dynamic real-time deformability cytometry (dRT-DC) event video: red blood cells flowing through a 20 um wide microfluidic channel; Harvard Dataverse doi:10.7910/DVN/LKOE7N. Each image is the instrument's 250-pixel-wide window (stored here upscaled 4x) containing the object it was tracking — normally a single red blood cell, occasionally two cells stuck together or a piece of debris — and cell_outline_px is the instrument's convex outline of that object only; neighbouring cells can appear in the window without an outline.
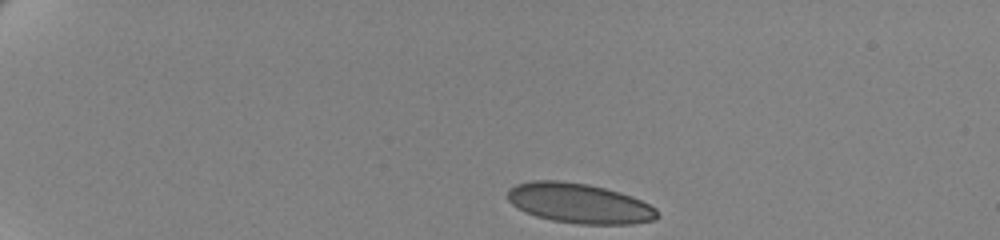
{"species": "human", "species_latin": "Homo sapiens", "temperature_condition": "cold", "stored_images_in_passage": 48, "camera_frame_rate_fps": 3000, "um_per_image_px": 0.085, "donor": {"sex": "female"}, "frame": {"image": 1, "passage_image": 1, "time_ms": 0.0, "image_size_px": [1000, 240], "cell_outline_px": [[660, 216], [652, 220], [632, 224], [576, 224], [552, 220], [536, 216], [524, 212], [512, 204], [508, 200], [508, 188], [516, 184], [532, 180], [560, 180], [588, 184], [620, 192], [632, 196], [656, 208]], "centroid_in_image_um": [49.22, 17.28], "position_along_channel_um": 35.8, "area_um2": 34.97}}
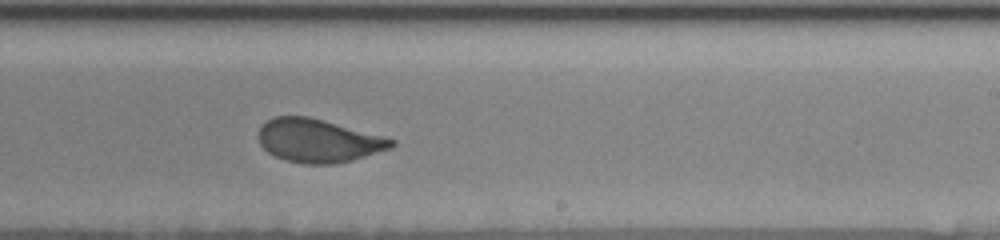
{"frame": {"image": 2, "passage_image": 28, "time_ms": 9.0, "image_size_px": [1000, 240], "cell_outline_px": [[396, 144], [392, 148], [352, 160], [332, 164], [304, 164], [284, 160], [268, 152], [260, 144], [260, 128], [268, 120], [276, 116], [308, 116], [396, 140]], "centroid_in_image_um": [27.07, 11.97], "position_along_channel_um": 261.9, "area_um2": 33.12}}
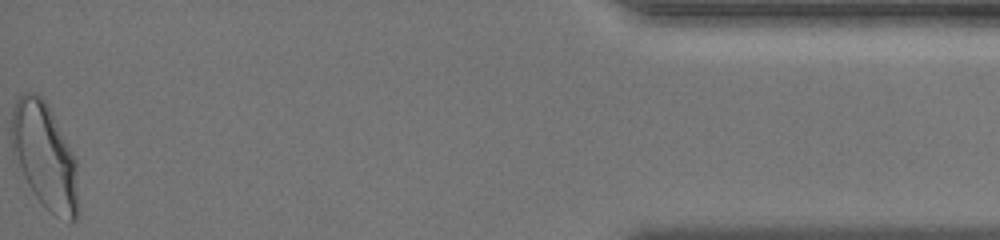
{"frame": {"image": 3, "passage_image": 48, "time_ms": 15.667, "image_size_px": [1000, 240], "cell_outline_px": [[80, 208], [76, 220], [68, 220], [56, 216], [44, 208], [28, 184], [20, 168], [12, 148], [12, 108], [16, 100], [24, 92], [36, 92], [48, 104], [76, 156]], "centroid_in_image_um": [3.86, 13.27], "position_along_channel_um": 431.3, "area_um2": 41.56}, "authors_computed_cell_mechanics": {"area_um2": 34.6222, "velocity_mm_per_s": 3.4887, "shape_relaxation_time_tau1_ms": 6.2104, "shape_relaxation_time_tau2_ms": null, "deformation_change_tau1": 0.1611, "deformation_change_tau2": null}}